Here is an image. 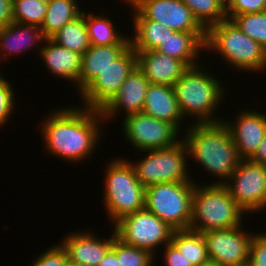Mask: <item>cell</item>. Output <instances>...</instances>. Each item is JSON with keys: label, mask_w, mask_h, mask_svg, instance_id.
Masks as SVG:
<instances>
[{"label": "cell", "mask_w": 266, "mask_h": 266, "mask_svg": "<svg viewBox=\"0 0 266 266\" xmlns=\"http://www.w3.org/2000/svg\"><path fill=\"white\" fill-rule=\"evenodd\" d=\"M101 121L104 119L100 110L84 106L55 110L40 126L45 149L69 162L85 160L100 141Z\"/></svg>", "instance_id": "1"}, {"label": "cell", "mask_w": 266, "mask_h": 266, "mask_svg": "<svg viewBox=\"0 0 266 266\" xmlns=\"http://www.w3.org/2000/svg\"><path fill=\"white\" fill-rule=\"evenodd\" d=\"M193 124L187 127L189 130L186 129L183 137L189 158L191 155L205 171L222 178L216 184H224L241 160L229 129L223 121Z\"/></svg>", "instance_id": "2"}, {"label": "cell", "mask_w": 266, "mask_h": 266, "mask_svg": "<svg viewBox=\"0 0 266 266\" xmlns=\"http://www.w3.org/2000/svg\"><path fill=\"white\" fill-rule=\"evenodd\" d=\"M199 67H189L173 85L179 110L184 117H195L196 124L221 122L223 119L215 118L214 111L224 99L225 87L215 75Z\"/></svg>", "instance_id": "3"}, {"label": "cell", "mask_w": 266, "mask_h": 266, "mask_svg": "<svg viewBox=\"0 0 266 266\" xmlns=\"http://www.w3.org/2000/svg\"><path fill=\"white\" fill-rule=\"evenodd\" d=\"M198 185L195 183L189 230L204 233L242 224L245 211L232 198L224 184L213 182L205 187L203 184Z\"/></svg>", "instance_id": "4"}, {"label": "cell", "mask_w": 266, "mask_h": 266, "mask_svg": "<svg viewBox=\"0 0 266 266\" xmlns=\"http://www.w3.org/2000/svg\"><path fill=\"white\" fill-rule=\"evenodd\" d=\"M205 49L216 51L237 69L259 71L266 69V49L244 34L229 19L206 30Z\"/></svg>", "instance_id": "5"}, {"label": "cell", "mask_w": 266, "mask_h": 266, "mask_svg": "<svg viewBox=\"0 0 266 266\" xmlns=\"http://www.w3.org/2000/svg\"><path fill=\"white\" fill-rule=\"evenodd\" d=\"M106 169L103 202L112 222L144 209L146 188L137 179L131 161L114 158Z\"/></svg>", "instance_id": "6"}, {"label": "cell", "mask_w": 266, "mask_h": 266, "mask_svg": "<svg viewBox=\"0 0 266 266\" xmlns=\"http://www.w3.org/2000/svg\"><path fill=\"white\" fill-rule=\"evenodd\" d=\"M194 182H165L145 189V208L175 231L188 230Z\"/></svg>", "instance_id": "7"}, {"label": "cell", "mask_w": 266, "mask_h": 266, "mask_svg": "<svg viewBox=\"0 0 266 266\" xmlns=\"http://www.w3.org/2000/svg\"><path fill=\"white\" fill-rule=\"evenodd\" d=\"M140 162H131L139 182L146 188L165 182H193L186 170L188 149L184 141L160 149L145 150ZM134 163V164H133ZM188 173V174H187ZM189 176V177H188Z\"/></svg>", "instance_id": "8"}, {"label": "cell", "mask_w": 266, "mask_h": 266, "mask_svg": "<svg viewBox=\"0 0 266 266\" xmlns=\"http://www.w3.org/2000/svg\"><path fill=\"white\" fill-rule=\"evenodd\" d=\"M113 226L123 243L149 251L170 243L174 229L146 208L124 216ZM162 244V245H161Z\"/></svg>", "instance_id": "9"}, {"label": "cell", "mask_w": 266, "mask_h": 266, "mask_svg": "<svg viewBox=\"0 0 266 266\" xmlns=\"http://www.w3.org/2000/svg\"><path fill=\"white\" fill-rule=\"evenodd\" d=\"M136 66L137 55L130 46L80 93L84 107L101 111L115 97Z\"/></svg>", "instance_id": "10"}, {"label": "cell", "mask_w": 266, "mask_h": 266, "mask_svg": "<svg viewBox=\"0 0 266 266\" xmlns=\"http://www.w3.org/2000/svg\"><path fill=\"white\" fill-rule=\"evenodd\" d=\"M224 185L246 213L266 208V167L262 164L240 160Z\"/></svg>", "instance_id": "11"}, {"label": "cell", "mask_w": 266, "mask_h": 266, "mask_svg": "<svg viewBox=\"0 0 266 266\" xmlns=\"http://www.w3.org/2000/svg\"><path fill=\"white\" fill-rule=\"evenodd\" d=\"M122 123L125 138L139 151L166 148L182 141L176 139L180 128L175 124L142 112L126 116Z\"/></svg>", "instance_id": "12"}, {"label": "cell", "mask_w": 266, "mask_h": 266, "mask_svg": "<svg viewBox=\"0 0 266 266\" xmlns=\"http://www.w3.org/2000/svg\"><path fill=\"white\" fill-rule=\"evenodd\" d=\"M133 19H150L176 32H206L183 0H125Z\"/></svg>", "instance_id": "13"}, {"label": "cell", "mask_w": 266, "mask_h": 266, "mask_svg": "<svg viewBox=\"0 0 266 266\" xmlns=\"http://www.w3.org/2000/svg\"><path fill=\"white\" fill-rule=\"evenodd\" d=\"M242 225L202 233L210 261L219 266H248L249 248L253 234Z\"/></svg>", "instance_id": "14"}, {"label": "cell", "mask_w": 266, "mask_h": 266, "mask_svg": "<svg viewBox=\"0 0 266 266\" xmlns=\"http://www.w3.org/2000/svg\"><path fill=\"white\" fill-rule=\"evenodd\" d=\"M239 113L236 118L237 123L227 122V120L223 122L231 133L239 158L248 160L255 154L258 145L266 135V114L254 110Z\"/></svg>", "instance_id": "15"}, {"label": "cell", "mask_w": 266, "mask_h": 266, "mask_svg": "<svg viewBox=\"0 0 266 266\" xmlns=\"http://www.w3.org/2000/svg\"><path fill=\"white\" fill-rule=\"evenodd\" d=\"M115 231L108 238H98L94 233L75 231L70 233L61 244L66 250L68 261L80 266H98L107 251L112 247Z\"/></svg>", "instance_id": "16"}, {"label": "cell", "mask_w": 266, "mask_h": 266, "mask_svg": "<svg viewBox=\"0 0 266 266\" xmlns=\"http://www.w3.org/2000/svg\"><path fill=\"white\" fill-rule=\"evenodd\" d=\"M149 85V80L136 66L121 85L115 97L101 110L103 119L105 121L109 120V118L112 120V117H114L117 112H121L119 111L121 109L125 111V117L141 113Z\"/></svg>", "instance_id": "17"}, {"label": "cell", "mask_w": 266, "mask_h": 266, "mask_svg": "<svg viewBox=\"0 0 266 266\" xmlns=\"http://www.w3.org/2000/svg\"><path fill=\"white\" fill-rule=\"evenodd\" d=\"M137 67L150 84L173 86L189 68L183 61L157 50L135 51Z\"/></svg>", "instance_id": "18"}, {"label": "cell", "mask_w": 266, "mask_h": 266, "mask_svg": "<svg viewBox=\"0 0 266 266\" xmlns=\"http://www.w3.org/2000/svg\"><path fill=\"white\" fill-rule=\"evenodd\" d=\"M46 45L40 49V57L50 74L74 82L79 91V74L81 71L82 55L58 45L50 38H46Z\"/></svg>", "instance_id": "19"}, {"label": "cell", "mask_w": 266, "mask_h": 266, "mask_svg": "<svg viewBox=\"0 0 266 266\" xmlns=\"http://www.w3.org/2000/svg\"><path fill=\"white\" fill-rule=\"evenodd\" d=\"M142 113L175 124L180 128L183 116L179 110L173 86L150 84Z\"/></svg>", "instance_id": "20"}, {"label": "cell", "mask_w": 266, "mask_h": 266, "mask_svg": "<svg viewBox=\"0 0 266 266\" xmlns=\"http://www.w3.org/2000/svg\"><path fill=\"white\" fill-rule=\"evenodd\" d=\"M130 46V44L91 45L82 55L81 71L79 74V93Z\"/></svg>", "instance_id": "21"}, {"label": "cell", "mask_w": 266, "mask_h": 266, "mask_svg": "<svg viewBox=\"0 0 266 266\" xmlns=\"http://www.w3.org/2000/svg\"><path fill=\"white\" fill-rule=\"evenodd\" d=\"M206 32H176L165 39L156 50L183 61L188 67L196 66L199 53L205 48Z\"/></svg>", "instance_id": "22"}, {"label": "cell", "mask_w": 266, "mask_h": 266, "mask_svg": "<svg viewBox=\"0 0 266 266\" xmlns=\"http://www.w3.org/2000/svg\"><path fill=\"white\" fill-rule=\"evenodd\" d=\"M45 39L40 27L11 22L7 26L0 27V59L5 57L3 58L5 60L12 53L14 55L15 52L22 53L25 49L29 50L34 44L41 43Z\"/></svg>", "instance_id": "23"}, {"label": "cell", "mask_w": 266, "mask_h": 266, "mask_svg": "<svg viewBox=\"0 0 266 266\" xmlns=\"http://www.w3.org/2000/svg\"><path fill=\"white\" fill-rule=\"evenodd\" d=\"M135 32L130 45L135 51L156 50L174 31L150 19H132Z\"/></svg>", "instance_id": "24"}, {"label": "cell", "mask_w": 266, "mask_h": 266, "mask_svg": "<svg viewBox=\"0 0 266 266\" xmlns=\"http://www.w3.org/2000/svg\"><path fill=\"white\" fill-rule=\"evenodd\" d=\"M76 0H48L47 12L41 25L46 38H50L65 24L76 19L83 12Z\"/></svg>", "instance_id": "25"}, {"label": "cell", "mask_w": 266, "mask_h": 266, "mask_svg": "<svg viewBox=\"0 0 266 266\" xmlns=\"http://www.w3.org/2000/svg\"><path fill=\"white\" fill-rule=\"evenodd\" d=\"M55 43L83 55L91 46L86 25V12L65 24L50 37Z\"/></svg>", "instance_id": "26"}, {"label": "cell", "mask_w": 266, "mask_h": 266, "mask_svg": "<svg viewBox=\"0 0 266 266\" xmlns=\"http://www.w3.org/2000/svg\"><path fill=\"white\" fill-rule=\"evenodd\" d=\"M170 242L192 266H199L210 261L202 233L189 229L174 231Z\"/></svg>", "instance_id": "27"}, {"label": "cell", "mask_w": 266, "mask_h": 266, "mask_svg": "<svg viewBox=\"0 0 266 266\" xmlns=\"http://www.w3.org/2000/svg\"><path fill=\"white\" fill-rule=\"evenodd\" d=\"M105 16H95L86 13V25L89 41L94 46H107L112 44H130V37L122 36L116 32V26ZM129 38V39H128Z\"/></svg>", "instance_id": "28"}, {"label": "cell", "mask_w": 266, "mask_h": 266, "mask_svg": "<svg viewBox=\"0 0 266 266\" xmlns=\"http://www.w3.org/2000/svg\"><path fill=\"white\" fill-rule=\"evenodd\" d=\"M183 2L206 30L227 19L226 6L220 0H183Z\"/></svg>", "instance_id": "29"}, {"label": "cell", "mask_w": 266, "mask_h": 266, "mask_svg": "<svg viewBox=\"0 0 266 266\" xmlns=\"http://www.w3.org/2000/svg\"><path fill=\"white\" fill-rule=\"evenodd\" d=\"M48 0H13L14 22L41 27Z\"/></svg>", "instance_id": "30"}, {"label": "cell", "mask_w": 266, "mask_h": 266, "mask_svg": "<svg viewBox=\"0 0 266 266\" xmlns=\"http://www.w3.org/2000/svg\"><path fill=\"white\" fill-rule=\"evenodd\" d=\"M231 20L244 34L266 49V11L236 15Z\"/></svg>", "instance_id": "31"}, {"label": "cell", "mask_w": 266, "mask_h": 266, "mask_svg": "<svg viewBox=\"0 0 266 266\" xmlns=\"http://www.w3.org/2000/svg\"><path fill=\"white\" fill-rule=\"evenodd\" d=\"M111 248L115 251L120 266H152L155 261L149 251L125 244L117 237Z\"/></svg>", "instance_id": "32"}, {"label": "cell", "mask_w": 266, "mask_h": 266, "mask_svg": "<svg viewBox=\"0 0 266 266\" xmlns=\"http://www.w3.org/2000/svg\"><path fill=\"white\" fill-rule=\"evenodd\" d=\"M266 11V0H231L226 6L227 19L247 13Z\"/></svg>", "instance_id": "33"}, {"label": "cell", "mask_w": 266, "mask_h": 266, "mask_svg": "<svg viewBox=\"0 0 266 266\" xmlns=\"http://www.w3.org/2000/svg\"><path fill=\"white\" fill-rule=\"evenodd\" d=\"M14 95L11 83L2 76L0 78V126L5 125L12 111H14L13 108L16 103Z\"/></svg>", "instance_id": "34"}, {"label": "cell", "mask_w": 266, "mask_h": 266, "mask_svg": "<svg viewBox=\"0 0 266 266\" xmlns=\"http://www.w3.org/2000/svg\"><path fill=\"white\" fill-rule=\"evenodd\" d=\"M37 259L34 260L32 266H66L68 262V256L66 250L61 244H55L50 249L41 254Z\"/></svg>", "instance_id": "35"}, {"label": "cell", "mask_w": 266, "mask_h": 266, "mask_svg": "<svg viewBox=\"0 0 266 266\" xmlns=\"http://www.w3.org/2000/svg\"><path fill=\"white\" fill-rule=\"evenodd\" d=\"M248 266H266V234L254 233L249 248Z\"/></svg>", "instance_id": "36"}, {"label": "cell", "mask_w": 266, "mask_h": 266, "mask_svg": "<svg viewBox=\"0 0 266 266\" xmlns=\"http://www.w3.org/2000/svg\"><path fill=\"white\" fill-rule=\"evenodd\" d=\"M164 247L165 252L163 255L165 256L166 266H192L171 242Z\"/></svg>", "instance_id": "37"}, {"label": "cell", "mask_w": 266, "mask_h": 266, "mask_svg": "<svg viewBox=\"0 0 266 266\" xmlns=\"http://www.w3.org/2000/svg\"><path fill=\"white\" fill-rule=\"evenodd\" d=\"M13 0H0V27L9 25L13 20Z\"/></svg>", "instance_id": "38"}, {"label": "cell", "mask_w": 266, "mask_h": 266, "mask_svg": "<svg viewBox=\"0 0 266 266\" xmlns=\"http://www.w3.org/2000/svg\"><path fill=\"white\" fill-rule=\"evenodd\" d=\"M249 160L266 167V135L258 145L255 154Z\"/></svg>", "instance_id": "39"}, {"label": "cell", "mask_w": 266, "mask_h": 266, "mask_svg": "<svg viewBox=\"0 0 266 266\" xmlns=\"http://www.w3.org/2000/svg\"><path fill=\"white\" fill-rule=\"evenodd\" d=\"M98 266H120L115 251L110 248Z\"/></svg>", "instance_id": "40"}, {"label": "cell", "mask_w": 266, "mask_h": 266, "mask_svg": "<svg viewBox=\"0 0 266 266\" xmlns=\"http://www.w3.org/2000/svg\"><path fill=\"white\" fill-rule=\"evenodd\" d=\"M199 266H219V265L216 264L215 262L209 261V262L201 264Z\"/></svg>", "instance_id": "41"}, {"label": "cell", "mask_w": 266, "mask_h": 266, "mask_svg": "<svg viewBox=\"0 0 266 266\" xmlns=\"http://www.w3.org/2000/svg\"><path fill=\"white\" fill-rule=\"evenodd\" d=\"M225 6L228 5V3L231 1V0H220Z\"/></svg>", "instance_id": "42"}, {"label": "cell", "mask_w": 266, "mask_h": 266, "mask_svg": "<svg viewBox=\"0 0 266 266\" xmlns=\"http://www.w3.org/2000/svg\"><path fill=\"white\" fill-rule=\"evenodd\" d=\"M66 266H80V265H77V264H73V263H70L69 261L67 262Z\"/></svg>", "instance_id": "43"}]
</instances>
